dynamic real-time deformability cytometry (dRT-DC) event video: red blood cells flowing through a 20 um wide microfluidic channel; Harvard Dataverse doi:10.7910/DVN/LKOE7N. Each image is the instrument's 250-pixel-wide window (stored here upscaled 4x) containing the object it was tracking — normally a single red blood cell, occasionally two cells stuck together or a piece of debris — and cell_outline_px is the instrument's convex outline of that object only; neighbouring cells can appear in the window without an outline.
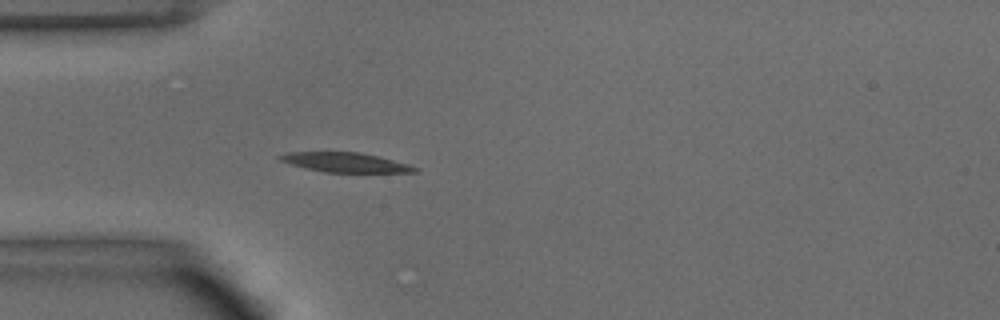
{"species": "common noctule bat (a hibernating species)", "species_latin": "Nyctalus noctula", "temperature_condition": "warm", "stored_images_in_passage": 37, "camera_frame_rate_fps": 3000, "um_per_image_px": 0.085, "animal": {"sex": "male", "body_mass_g": 15.6}, "frame": {"image": 1, "passage_image": 1, "time_ms": 0.0, "image_size_px": [1000, 320], "cell_outline_px": [[416, 168], [412, 172], [328, 172], [308, 168], [284, 160], [280, 156], [296, 152], [356, 152], [376, 156]], "centroid_in_image_um": [29.37, 13.8], "position_along_channel_um": 55.6, "area_um2": 14.1}}
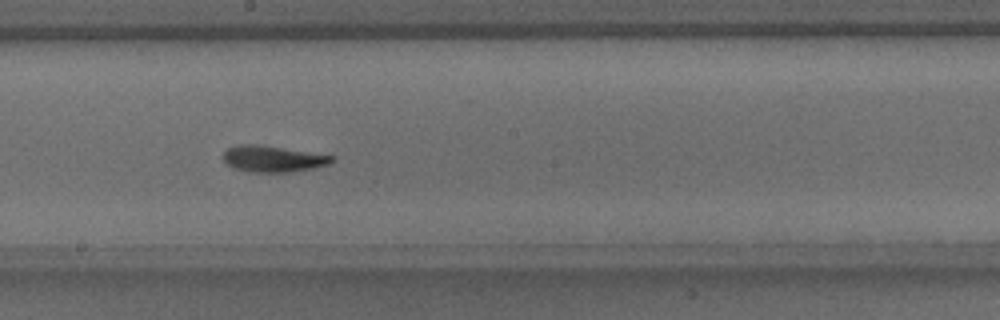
{"frame": {"image": 2, "passage_image": 14, "time_ms": 4.333, "image_size_px": [1000, 320], "cell_outline_px": [[332, 160], [324, 164], [308, 168], [280, 172], [268, 172], [240, 168], [228, 164], [224, 160], [224, 152], [228, 148], [276, 148], [332, 156]], "centroid_in_image_um": [23.22, 13.54], "position_along_channel_um": 225.0, "area_um2": 14.16}}
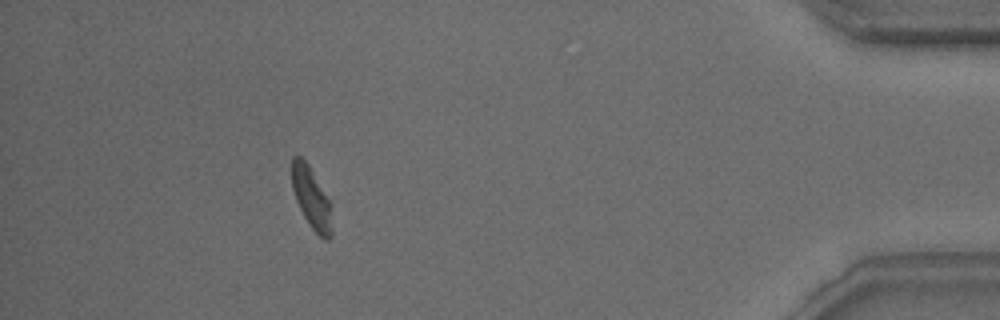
{"frame": {"image": 3, "passage_image": 32, "time_ms": 10.333, "image_size_px": [1000, 320], "cell_outline_px": [[332, 232], [328, 236], [320, 236], [312, 228], [304, 216], [300, 208], [292, 188], [292, 156], [300, 156], [304, 160], [328, 200]], "centroid_in_image_um": [26.41, 16.8], "position_along_channel_um": 408.8, "area_um2": 13.18}, "authors_computed_cell_mechanics": {"area_um2": 14.2188, "velocity_mm_per_s": 4.0065, "shape_relaxation_time_tau1_ms": 7.9251, "shape_relaxation_time_tau2_ms": null, "deformation_change_tau1": 0.2311, "deformation_change_tau2": null}}